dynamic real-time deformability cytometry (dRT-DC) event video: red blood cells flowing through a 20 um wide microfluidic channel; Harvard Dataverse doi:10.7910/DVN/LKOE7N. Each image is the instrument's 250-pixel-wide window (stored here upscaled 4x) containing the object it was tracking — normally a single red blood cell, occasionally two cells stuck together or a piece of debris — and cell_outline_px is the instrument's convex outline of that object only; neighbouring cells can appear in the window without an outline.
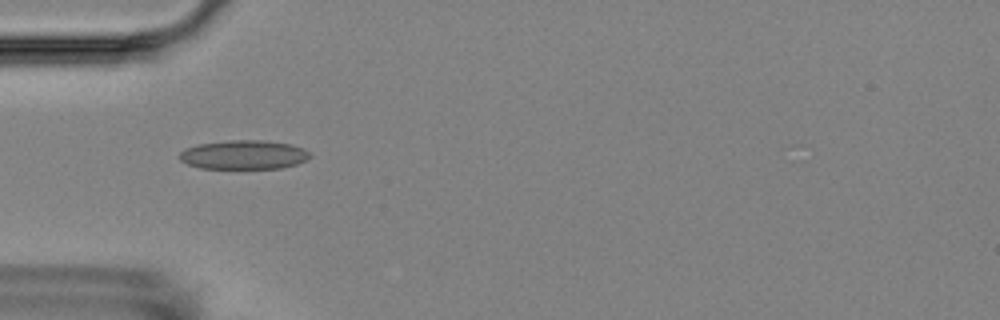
{"species": "Egyptian fruit bat (a non-hibernating species)", "species_latin": "Rousettus aegyptiacus", "temperature_condition": "room temperature", "stored_images_in_passage": 10, "camera_frame_rate_fps": 3000, "um_per_image_px": 0.085, "animal": {"sex": "female"}, "frame": {"image": 1, "passage_image": 5, "time_ms": 5.333, "image_size_px": [1000, 320], "cell_outline_px": [[312, 156], [296, 164], [280, 168], [200, 168], [188, 164], [180, 160], [180, 152], [184, 148], [200, 144], [228, 140], [264, 140], [292, 144], [304, 148], [312, 152]], "centroid_in_image_um": [20.75, 13.14], "position_along_channel_um": 64.2, "area_um2": 22.14}}
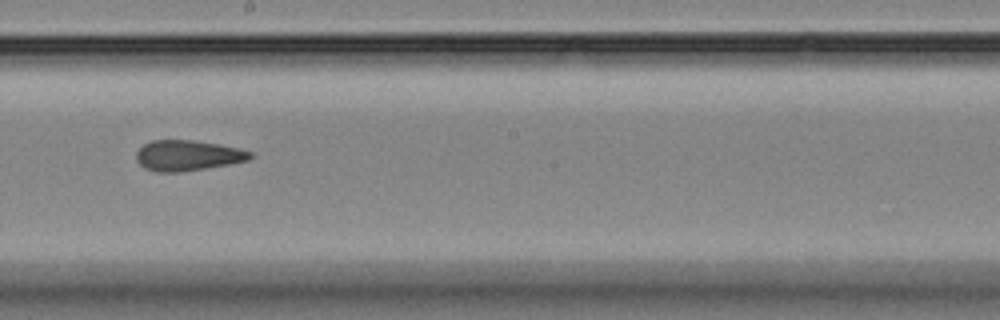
{"frame": {"image": 2, "passage_image": 9, "time_ms": 10.0, "image_size_px": [1000, 320], "cell_outline_px": [[252, 156], [248, 160], [228, 164], [180, 172], [156, 172], [144, 168], [136, 160], [136, 152], [144, 144], [152, 140], [192, 140], [216, 144], [236, 148], [252, 152]], "centroid_in_image_um": [15.89, 13.22], "position_along_channel_um": 232.3, "area_um2": 20.0}}
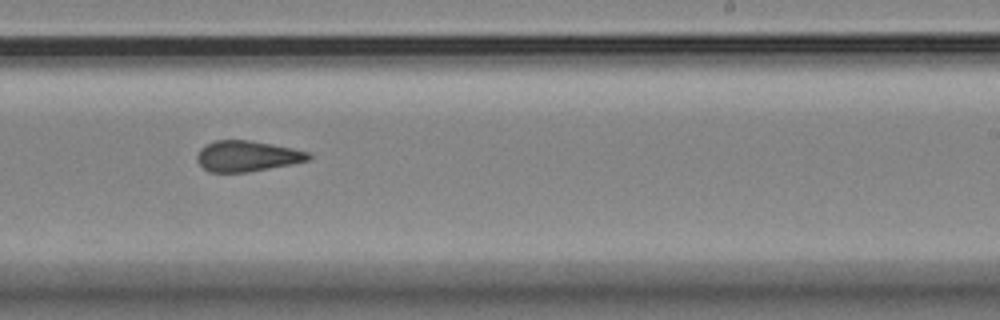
{"frame": {"image": 3, "passage_image": 10, "time_ms": 11.0, "image_size_px": [1000, 320], "cell_outline_px": [[312, 156], [308, 160], [292, 164], [248, 172], [208, 172], [196, 160], [196, 156], [200, 148], [216, 140], [248, 140], [272, 144], [292, 148], [308, 152]], "centroid_in_image_um": [20.99, 13.27], "position_along_channel_um": 268.0, "area_um2": 19.88}}